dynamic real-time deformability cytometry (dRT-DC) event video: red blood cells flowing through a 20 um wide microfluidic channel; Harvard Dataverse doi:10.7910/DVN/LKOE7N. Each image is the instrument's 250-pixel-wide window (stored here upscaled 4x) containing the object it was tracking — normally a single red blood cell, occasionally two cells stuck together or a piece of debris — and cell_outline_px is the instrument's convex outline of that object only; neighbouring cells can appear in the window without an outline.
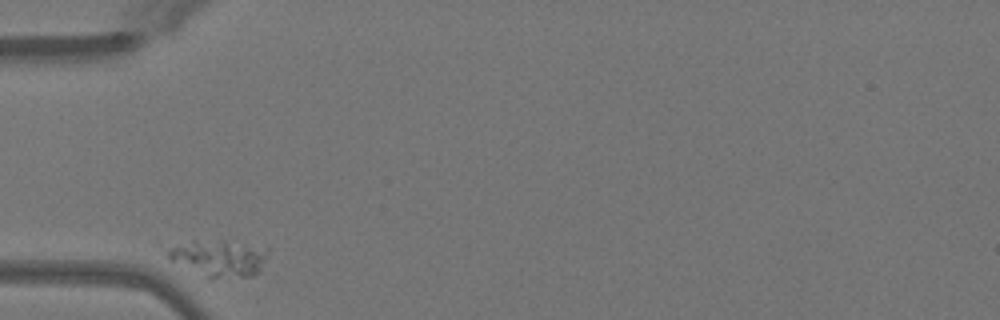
{"species": "Egyptian fruit bat (a non-hibernating species)", "species_latin": "Rousettus aegyptiacus", "temperature_condition": "warm", "stored_images_in_passage": 32, "camera_frame_rate_fps": 3000, "um_per_image_px": 0.085, "animal": {"sex": "female"}, "frame": {"image": 1, "passage_image": 1, "time_ms": 0.0, "image_size_px": [1000, 320], "cell_outline_px": [[268, 256], [260, 268], [252, 276], [212, 280], [208, 280], [168, 260], [164, 248], [192, 240], [268, 248]], "centroid_in_image_um": [18.49, 22.02], "position_along_channel_um": 66.5, "area_um2": 21.33}}
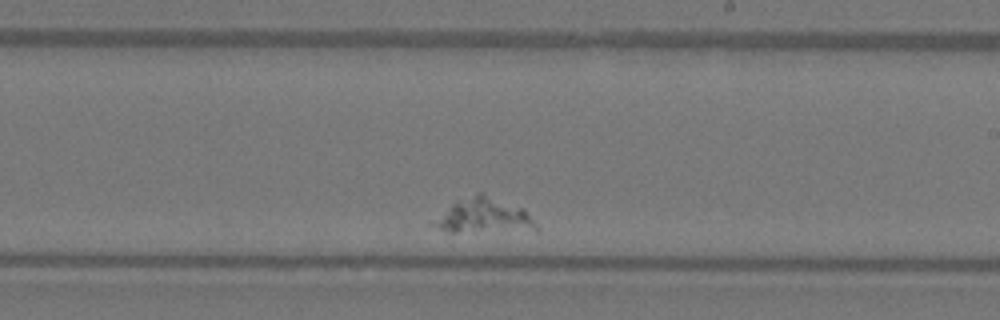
{"frame": {"image": 2, "passage_image": 19, "time_ms": 6.0, "image_size_px": [1000, 320], "cell_outline_px": [[536, 228], [456, 232], [448, 232], [428, 224], [428, 220], [456, 200], [480, 192], [524, 208], [536, 224]], "centroid_in_image_um": [40.94, 18.31], "position_along_channel_um": 248.1, "area_um2": 20.52}}
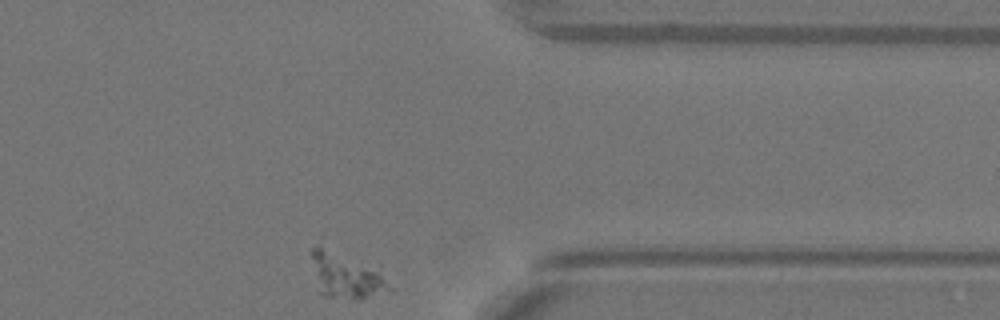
{"frame": {"image": 3, "passage_image": 32, "time_ms": 10.333, "image_size_px": [1000, 320], "cell_outline_px": [[392, 288], [360, 300], [352, 300], [324, 296], [320, 292], [312, 256], [312, 248], [320, 248], [380, 264]], "centroid_in_image_um": [29.57, 23.45], "position_along_channel_um": 381.8, "area_um2": 20.69}}